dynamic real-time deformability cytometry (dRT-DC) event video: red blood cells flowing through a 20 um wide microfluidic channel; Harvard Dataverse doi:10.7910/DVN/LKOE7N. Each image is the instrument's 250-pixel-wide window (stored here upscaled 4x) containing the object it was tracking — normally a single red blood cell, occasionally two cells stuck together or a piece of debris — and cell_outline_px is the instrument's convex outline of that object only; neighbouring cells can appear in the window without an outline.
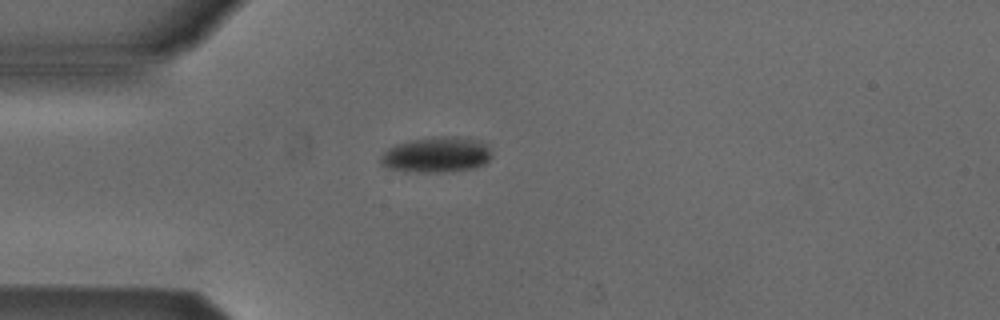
{"species": "Egyptian fruit bat (a non-hibernating species)", "species_latin": "Rousettus aegyptiacus", "temperature_condition": "cold", "stored_images_in_passage": 32, "camera_frame_rate_fps": 3000, "um_per_image_px": 0.085, "animal": {"sex": "male"}, "frame": {"image": 1, "passage_image": 1, "time_ms": 0.0, "image_size_px": [1000, 320], "cell_outline_px": [[492, 156], [484, 164], [472, 168], [444, 172], [404, 172], [388, 168], [380, 164], [380, 156], [388, 148], [396, 144], [412, 140], [440, 136], [456, 136], [476, 140], [488, 144]], "centroid_in_image_um": [37.08, 13.16], "position_along_channel_um": 47.9, "area_um2": 23.12}}
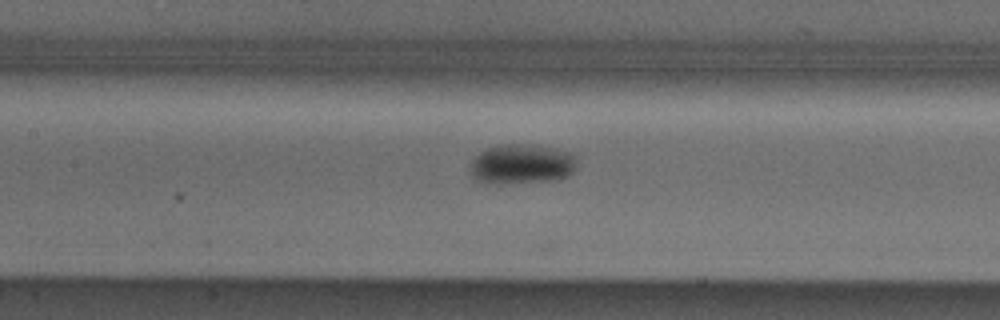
{"frame": {"image": 2, "passage_image": 11, "time_ms": 3.333, "image_size_px": [1000, 320], "cell_outline_px": [[576, 168], [568, 176], [552, 180], [476, 180], [472, 176], [472, 160], [484, 148], [500, 144], [520, 144], [552, 148], [572, 152], [576, 156]], "centroid_in_image_um": [44.41, 13.87], "position_along_channel_um": 163.0, "area_um2": 23.58}}
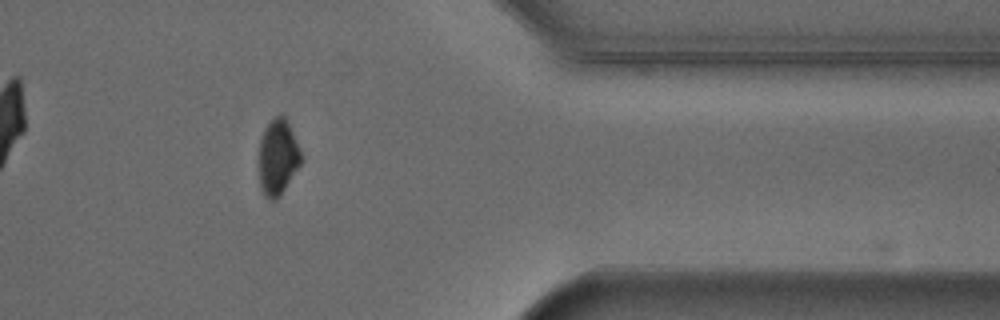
{"frame": {"image": 3, "passage_image": 30, "time_ms": 9.667, "image_size_px": [1000, 320], "cell_outline_px": [[304, 160], [280, 196], [276, 200], [268, 200], [264, 196], [260, 188], [260, 140], [264, 128], [280, 112], [288, 120]], "centroid_in_image_um": [23.64, 13.37], "position_along_channel_um": 387.8, "area_um2": 18.79}}